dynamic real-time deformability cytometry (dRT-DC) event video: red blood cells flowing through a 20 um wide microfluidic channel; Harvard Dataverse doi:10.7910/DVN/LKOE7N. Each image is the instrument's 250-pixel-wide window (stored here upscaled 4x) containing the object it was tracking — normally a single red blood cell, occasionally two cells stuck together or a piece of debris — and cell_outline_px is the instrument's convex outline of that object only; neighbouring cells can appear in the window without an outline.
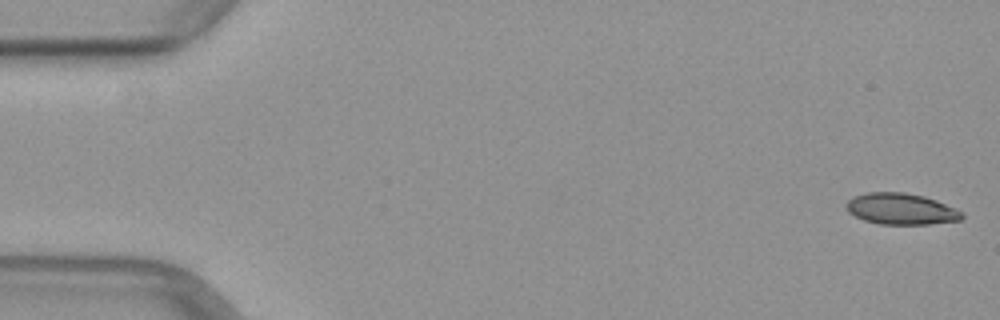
{"species": "common noctule bat (a hibernating species)", "species_latin": "Nyctalus noctula", "temperature_condition": "warm", "stored_images_in_passage": 11, "camera_frame_rate_fps": 3000, "um_per_image_px": 0.085, "animal": {"sex": "female", "body_mass_g": 29.2, "forearm_length_mm": 56.3}, "frame": {"image": 1, "passage_image": 1, "time_ms": 0.0, "image_size_px": [1000, 320], "cell_outline_px": [[964, 216], [960, 220], [928, 224], [880, 224], [864, 220], [848, 212], [844, 204], [852, 196], [868, 192], [904, 192], [924, 196], [936, 200], [956, 208], [964, 212]], "centroid_in_image_um": [76.58, 17.75], "position_along_channel_um": 8.4, "area_um2": 21.21}}